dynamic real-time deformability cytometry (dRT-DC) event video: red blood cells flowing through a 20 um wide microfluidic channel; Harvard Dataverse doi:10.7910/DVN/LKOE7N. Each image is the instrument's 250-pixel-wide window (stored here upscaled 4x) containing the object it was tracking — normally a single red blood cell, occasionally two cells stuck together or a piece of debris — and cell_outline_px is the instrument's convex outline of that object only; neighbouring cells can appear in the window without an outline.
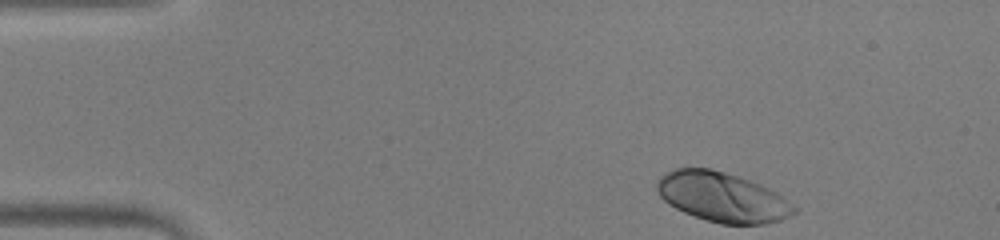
{"species": "human", "species_latin": "Homo sapiens", "temperature_condition": "warm", "stored_images_in_passage": 42, "camera_frame_rate_fps": 3000, "um_per_image_px": 0.085, "donor": {"sex": "male"}, "frame": {"image": 1, "passage_image": 1, "time_ms": 0.0, "image_size_px": [1000, 240], "cell_outline_px": [[796, 212], [780, 220], [764, 224], [720, 224], [684, 212], [668, 204], [660, 196], [656, 188], [656, 180], [660, 176], [676, 168], [712, 168], [760, 184], [776, 192], [796, 208]], "centroid_in_image_um": [61.36, 16.75], "position_along_channel_um": 23.6, "area_um2": 39.3}}
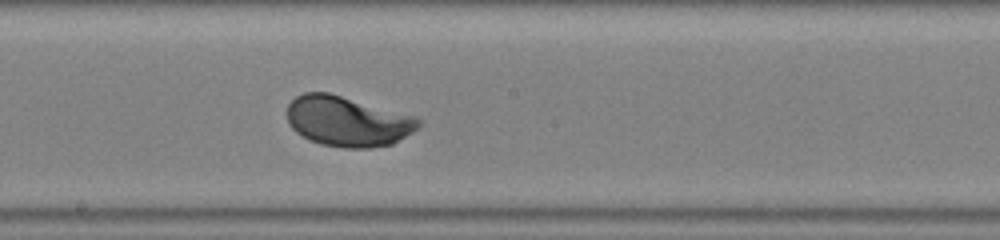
{"frame": {"image": 2, "passage_image": 21, "time_ms": 6.667, "image_size_px": [1000, 240], "cell_outline_px": [[420, 124], [412, 132], [392, 144], [368, 148], [344, 148], [320, 144], [296, 132], [288, 124], [288, 104], [296, 96], [304, 92], [328, 92], [416, 116], [420, 120]], "centroid_in_image_um": [29.53, 10.3], "position_along_channel_um": 218.7, "area_um2": 38.26}}
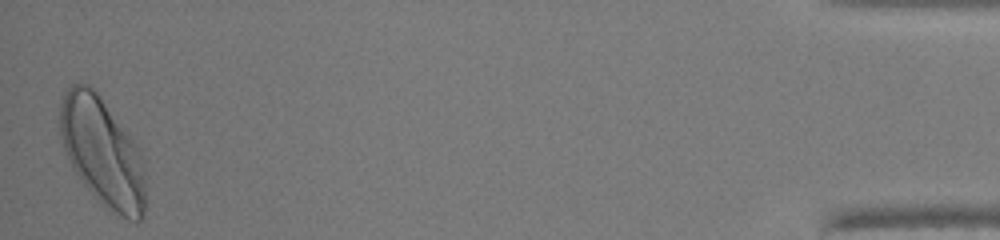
{"frame": {"image": 3, "passage_image": 42, "time_ms": 13.667, "image_size_px": [1000, 240], "cell_outline_px": [[144, 216], [140, 220], [128, 220], [108, 212], [100, 204], [84, 184], [76, 172], [64, 148], [60, 136], [60, 104], [64, 88], [72, 84], [88, 84], [96, 92], [132, 140], [140, 152], [144, 168]], "centroid_in_image_um": [8.68, 12.96], "position_along_channel_um": 426.5, "area_um2": 53.52}, "authors_computed_cell_mechanics": {"area_um2": 38.2636, "velocity_mm_per_s": 4.2343, "shape_relaxation_time_tau1_ms": 1.789, "shape_relaxation_time_tau2_ms": null, "deformation_change_tau1": 0.1562, "deformation_change_tau2": null}}